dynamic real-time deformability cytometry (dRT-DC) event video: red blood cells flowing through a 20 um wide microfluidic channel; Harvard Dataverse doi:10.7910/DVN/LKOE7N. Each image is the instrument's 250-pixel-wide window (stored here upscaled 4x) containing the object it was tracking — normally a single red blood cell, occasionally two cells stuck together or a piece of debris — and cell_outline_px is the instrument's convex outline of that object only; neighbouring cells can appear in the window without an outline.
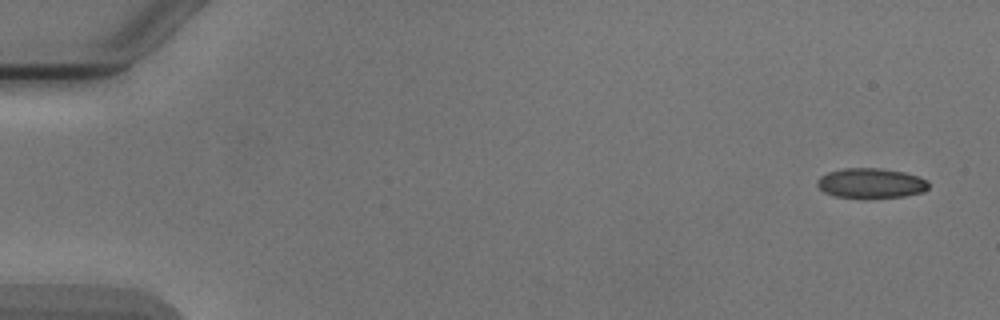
{"species": "Egyptian fruit bat (a non-hibernating species)", "species_latin": "Rousettus aegyptiacus", "temperature_condition": "cold", "stored_images_in_passage": 4, "camera_frame_rate_fps": 3000, "um_per_image_px": 0.085, "animal": {"sex": "male"}, "frame": {"image": 1, "passage_image": 1, "time_ms": 0.0, "image_size_px": [1000, 320], "cell_outline_px": [[928, 188], [924, 192], [904, 196], [836, 196], [824, 192], [816, 184], [816, 180], [820, 176], [828, 172], [844, 168], [880, 168], [904, 172], [920, 176], [928, 180]], "centroid_in_image_um": [74.05, 15.53], "position_along_channel_um": 11.0, "area_um2": 19.07}}
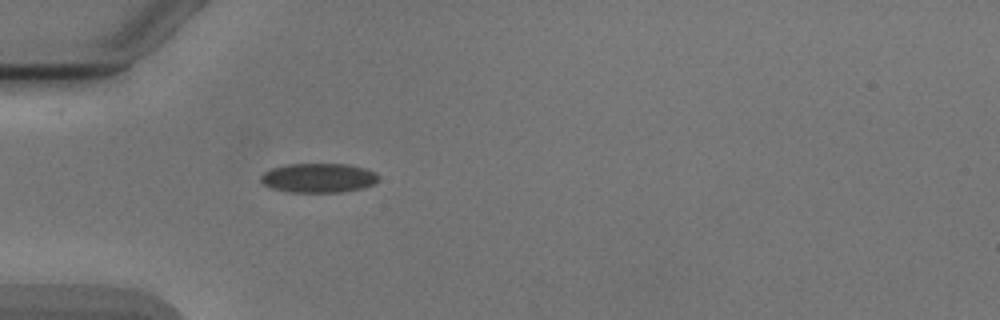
{"frame": {"image": 2, "passage_image": 4, "time_ms": 4.667, "image_size_px": [1000, 320], "cell_outline_px": [[380, 176], [372, 184], [360, 188], [340, 192], [292, 192], [272, 188], [264, 184], [260, 180], [260, 176], [264, 172], [272, 168], [284, 164], [348, 164], [364, 168], [376, 172]], "centroid_in_image_um": [27.05, 15.11], "position_along_channel_um": 58.0, "area_um2": 20.0}}